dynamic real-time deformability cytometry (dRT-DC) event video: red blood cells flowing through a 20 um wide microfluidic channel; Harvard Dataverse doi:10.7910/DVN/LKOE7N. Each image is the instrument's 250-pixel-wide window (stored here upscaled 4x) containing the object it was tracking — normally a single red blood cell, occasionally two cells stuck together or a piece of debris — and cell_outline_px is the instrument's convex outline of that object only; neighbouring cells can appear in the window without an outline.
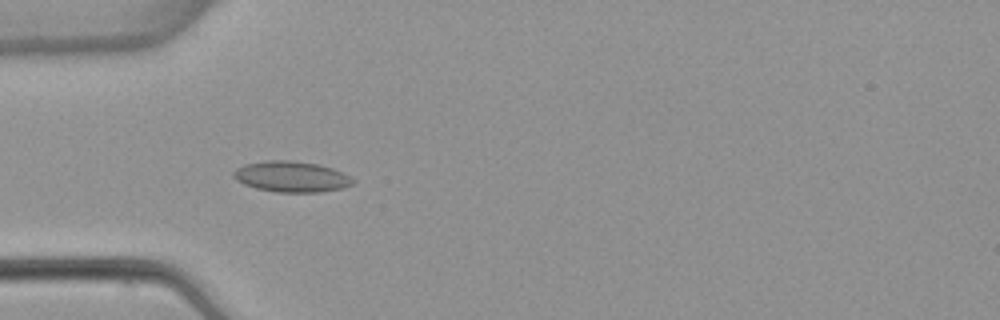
{"species": "common noctule bat (a hibernating species)", "species_latin": "Nyctalus noctula", "temperature_condition": "warm", "stored_images_in_passage": 5, "camera_frame_rate_fps": 3000, "um_per_image_px": 0.085, "animal": {"sex": "female", "body_mass_g": 22.7, "forearm_length_mm": 54.2}, "frame": {"image": 1, "passage_image": 4, "time_ms": 4.333, "image_size_px": [1000, 320], "cell_outline_px": [[356, 180], [352, 184], [344, 188], [320, 192], [276, 192], [256, 188], [244, 184], [236, 180], [232, 176], [232, 172], [236, 168], [244, 164], [268, 160], [288, 160], [320, 164], [332, 168]], "centroid_in_image_um": [24.75, 15.01], "position_along_channel_um": 60.3, "area_um2": 21.5}}
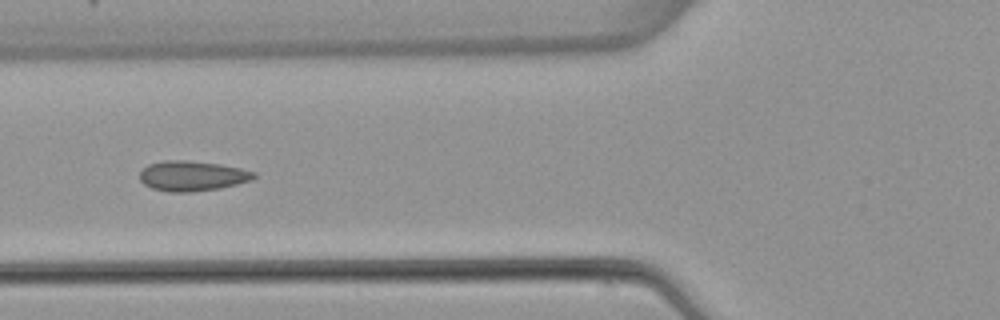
{"frame": {"image": 2, "passage_image": 5, "time_ms": 5.667, "image_size_px": [1000, 320], "cell_outline_px": [[256, 176], [252, 180], [220, 188], [192, 192], [168, 192], [152, 188], [144, 184], [140, 180], [140, 172], [148, 164], [164, 160], [188, 160], [220, 164], [240, 168], [256, 172]], "centroid_in_image_um": [16.34, 14.95], "position_along_channel_um": 109.5, "area_um2": 20.11}}